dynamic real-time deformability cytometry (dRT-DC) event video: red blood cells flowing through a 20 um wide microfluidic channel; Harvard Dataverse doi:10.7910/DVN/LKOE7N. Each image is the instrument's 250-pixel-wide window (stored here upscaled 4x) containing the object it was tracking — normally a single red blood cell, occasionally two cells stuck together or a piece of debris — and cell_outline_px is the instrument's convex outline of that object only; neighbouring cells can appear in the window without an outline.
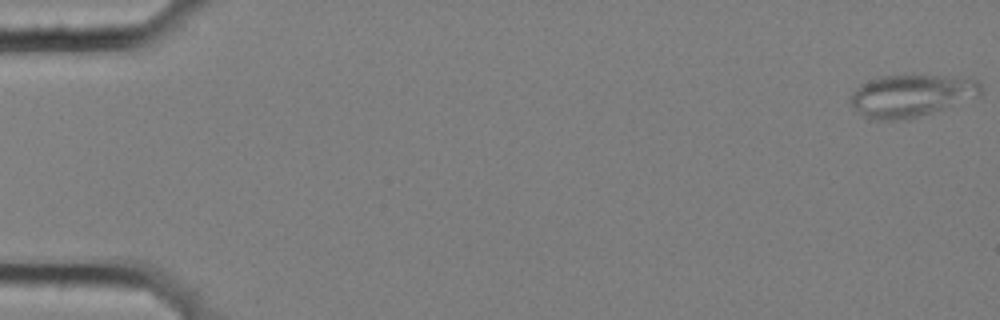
{"species": "common noctule bat (a hibernating species)", "species_latin": "Nyctalus noctula", "temperature_condition": "cold", "stored_images_in_passage": 6, "camera_frame_rate_fps": 3000, "um_per_image_px": 0.085, "animal": {"sex": "female", "body_mass_g": 25.1}, "frame": {"image": 1, "passage_image": 1, "time_ms": 0.0, "image_size_px": [1000, 320], "cell_outline_px": [[980, 96], [916, 116], [892, 120], [868, 120], [848, 100], [856, 88], [860, 84], [868, 80], [880, 76], [944, 76], [976, 80], [980, 84]], "centroid_in_image_um": [77.39, 8.12], "position_along_channel_um": 7.6, "area_um2": 31.21}}
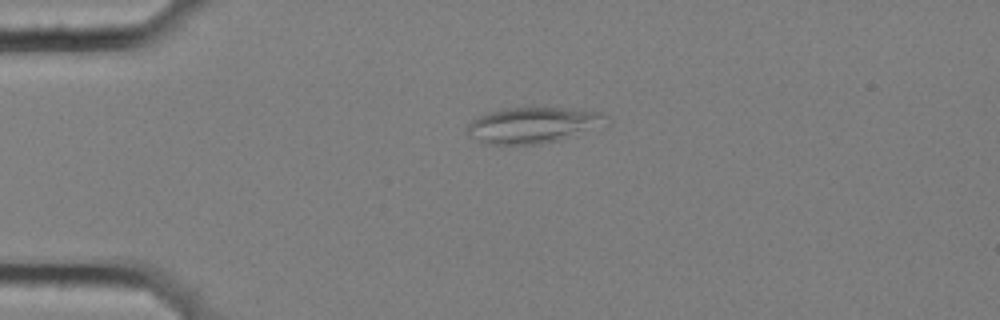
{"frame": {"image": 2, "passage_image": 4, "time_ms": 1.0, "image_size_px": [1000, 320], "cell_outline_px": [[612, 120], [608, 124], [560, 140], [540, 144], [480, 144], [464, 132], [464, 128], [472, 120], [484, 112], [504, 108], [580, 108], [600, 112], [608, 116]], "centroid_in_image_um": [45.29, 10.63], "position_along_channel_um": 39.7, "area_um2": 29.88}}